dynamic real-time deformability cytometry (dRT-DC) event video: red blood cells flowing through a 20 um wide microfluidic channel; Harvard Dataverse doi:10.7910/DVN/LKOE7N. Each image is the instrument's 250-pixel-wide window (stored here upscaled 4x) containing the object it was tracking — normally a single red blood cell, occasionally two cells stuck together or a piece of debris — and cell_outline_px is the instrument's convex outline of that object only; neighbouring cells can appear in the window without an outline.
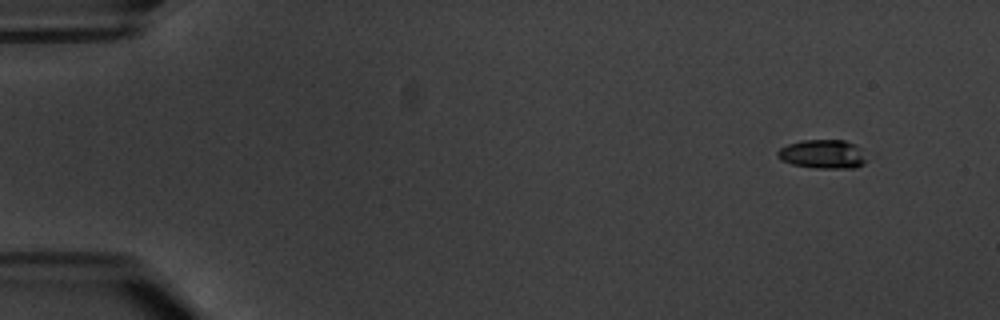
{"species": "common noctule bat (a hibernating species)", "species_latin": "Nyctalus noctula", "temperature_condition": "warm", "stored_images_in_passage": 7, "camera_frame_rate_fps": 3000, "um_per_image_px": 0.085, "animal": {"sex": "male", "body_mass_g": 20.1, "forearm_length_mm": 53.5}, "frame": {"image": 1, "passage_image": 1, "time_ms": 0.0, "image_size_px": [1000, 320], "cell_outline_px": [[868, 160], [864, 164], [856, 168], [816, 168], [792, 164], [780, 160], [776, 156], [776, 152], [780, 148], [788, 144], [800, 140], [844, 140], [856, 144]], "centroid_in_image_um": [69.93, 13.1], "position_along_channel_um": 15.1, "area_um2": 15.14}}
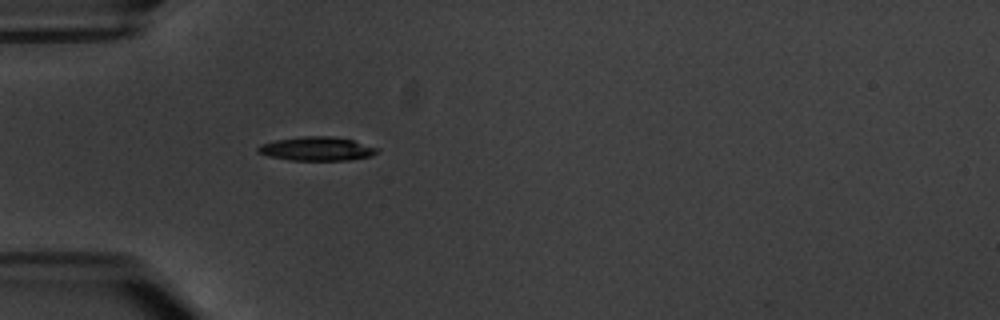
{"frame": {"image": 2, "passage_image": 5, "time_ms": 4.667, "image_size_px": [1000, 320], "cell_outline_px": [[380, 148], [372, 156], [348, 160], [288, 160], [268, 156], [256, 152], [256, 148], [260, 144], [276, 140], [304, 136], [332, 136], [352, 140]], "centroid_in_image_um": [26.9, 12.65], "position_along_channel_um": 58.1, "area_um2": 16.59}}